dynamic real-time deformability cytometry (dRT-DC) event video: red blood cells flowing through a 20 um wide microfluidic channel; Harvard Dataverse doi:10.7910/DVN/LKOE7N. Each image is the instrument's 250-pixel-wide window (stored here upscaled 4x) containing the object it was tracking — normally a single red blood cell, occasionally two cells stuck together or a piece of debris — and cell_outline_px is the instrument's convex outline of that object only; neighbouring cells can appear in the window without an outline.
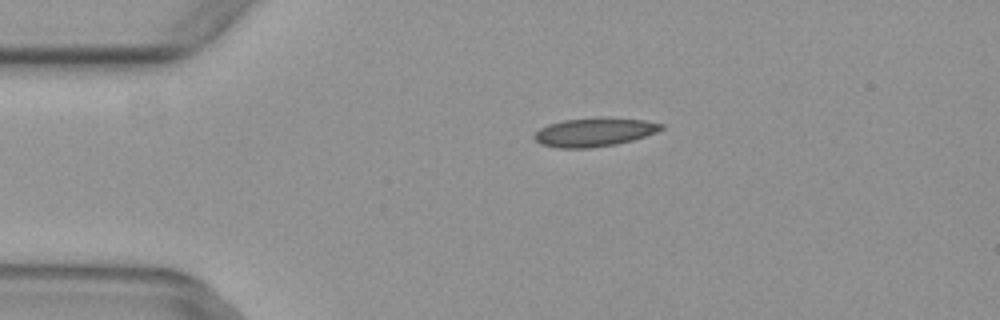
{"species": "common noctule bat (a hibernating species)", "species_latin": "Nyctalus noctula", "temperature_condition": "warm", "stored_images_in_passage": 2, "camera_frame_rate_fps": 3000, "um_per_image_px": 0.085, "animal": {"sex": "female", "body_mass_g": 29.2, "forearm_length_mm": 56.3}, "frame": {"image": 1, "passage_image": 2, "time_ms": 0.333, "image_size_px": [1000, 320], "cell_outline_px": [[664, 128], [656, 132], [632, 140], [616, 144], [588, 148], [556, 148], [540, 144], [532, 136], [540, 128], [548, 124], [564, 120], [644, 120], [664, 124]], "centroid_in_image_um": [50.46, 11.28], "position_along_channel_um": 34.5, "area_um2": 20.23}}